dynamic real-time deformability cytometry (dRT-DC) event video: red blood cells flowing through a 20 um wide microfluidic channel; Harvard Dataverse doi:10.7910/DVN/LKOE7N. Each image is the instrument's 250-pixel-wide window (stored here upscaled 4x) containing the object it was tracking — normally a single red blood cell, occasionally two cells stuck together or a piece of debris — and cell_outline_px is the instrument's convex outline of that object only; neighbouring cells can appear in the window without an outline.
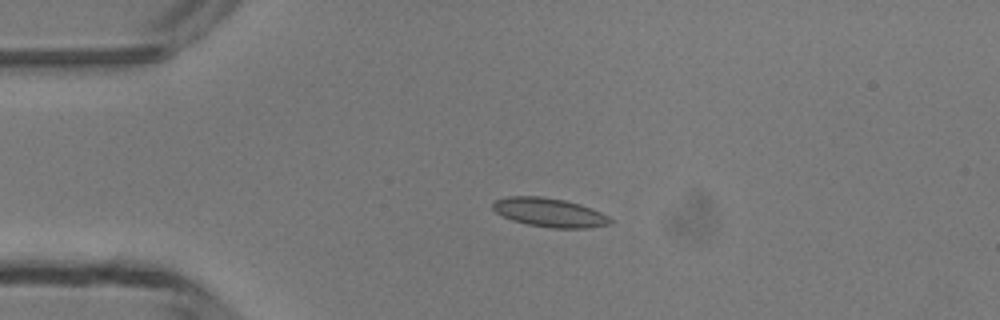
{"species": "common noctule bat (a hibernating species)", "species_latin": "Nyctalus noctula", "temperature_condition": "room temperature", "stored_images_in_passage": 5, "camera_frame_rate_fps": 3000, "um_per_image_px": 0.085, "animal": {"sex": "male", "body_mass_g": 13.3}, "frame": {"image": 1, "passage_image": 2, "time_ms": 1.0, "image_size_px": [1000, 320], "cell_outline_px": [[612, 224], [588, 228], [552, 228], [528, 224], [512, 220], [496, 212], [492, 208], [492, 204], [496, 200], [508, 196], [540, 196], [564, 200], [580, 204], [592, 208], [608, 216], [612, 220]], "centroid_in_image_um": [46.73, 18.06], "position_along_channel_um": 38.3, "area_um2": 19.71}}
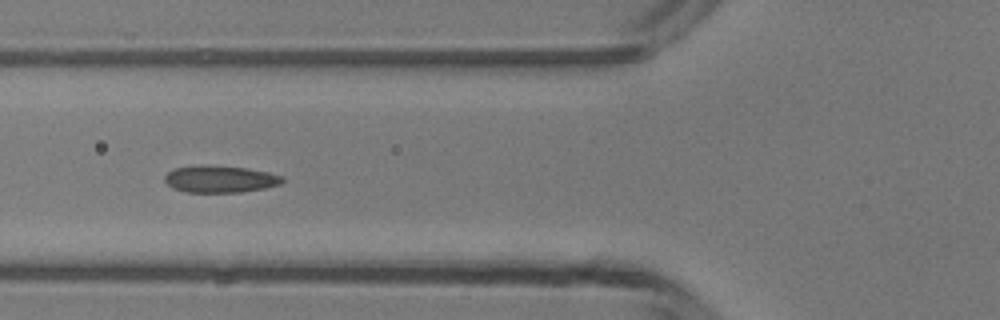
{"frame": {"image": 2, "passage_image": 4, "time_ms": 3.333, "image_size_px": [1000, 320], "cell_outline_px": [[284, 180], [280, 184], [264, 188], [240, 192], [188, 192], [172, 188], [164, 180], [164, 176], [168, 172], [176, 168], [200, 164], [208, 164], [248, 168], [268, 172], [284, 176]], "centroid_in_image_um": [18.71, 15.2], "position_along_channel_um": 107.1, "area_um2": 18.67}}
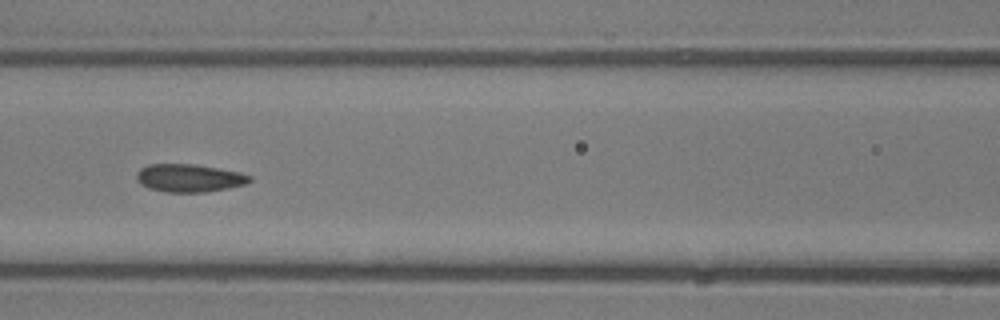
{"frame": {"image": 3, "passage_image": 5, "time_ms": 4.333, "image_size_px": [1000, 320], "cell_outline_px": [[252, 180], [244, 184], [228, 188], [204, 192], [164, 192], [148, 188], [140, 184], [136, 176], [136, 172], [140, 168], [148, 164], [196, 164], [240, 172], [252, 176]], "centroid_in_image_um": [16.06, 15.13], "position_along_channel_um": 150.5, "area_um2": 18.5}}